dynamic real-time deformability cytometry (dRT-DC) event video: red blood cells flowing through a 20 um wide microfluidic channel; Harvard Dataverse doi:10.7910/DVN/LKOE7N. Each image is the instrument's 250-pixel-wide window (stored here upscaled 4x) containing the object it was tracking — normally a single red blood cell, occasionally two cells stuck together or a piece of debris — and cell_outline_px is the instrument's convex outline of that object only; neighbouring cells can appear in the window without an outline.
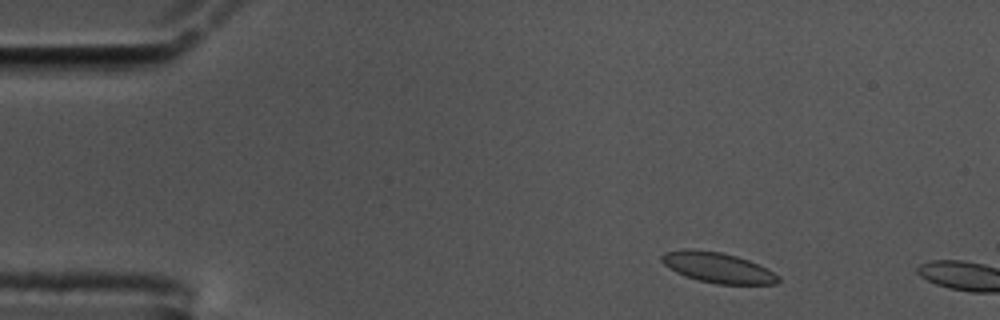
{"species": "common noctule bat (a hibernating species)", "species_latin": "Nyctalus noctula", "temperature_condition": "cold", "stored_images_in_passage": 7, "camera_frame_rate_fps": 3000, "um_per_image_px": 0.085, "animal": {"sex": "male", "body_mass_g": 17.5, "forearm_length_mm": 52.3}, "frame": {"image": 1, "passage_image": 4, "time_ms": 1.0, "image_size_px": [1000, 320], "cell_outline_px": [[780, 280], [776, 284], [716, 284], [700, 280], [676, 272], [668, 268], [660, 260], [660, 256], [664, 252], [684, 248], [692, 248], [720, 252], [736, 256], [748, 260], [768, 268], [780, 276]], "centroid_in_image_um": [61.0, 22.73], "position_along_channel_um": 24.0, "area_um2": 20.75}}